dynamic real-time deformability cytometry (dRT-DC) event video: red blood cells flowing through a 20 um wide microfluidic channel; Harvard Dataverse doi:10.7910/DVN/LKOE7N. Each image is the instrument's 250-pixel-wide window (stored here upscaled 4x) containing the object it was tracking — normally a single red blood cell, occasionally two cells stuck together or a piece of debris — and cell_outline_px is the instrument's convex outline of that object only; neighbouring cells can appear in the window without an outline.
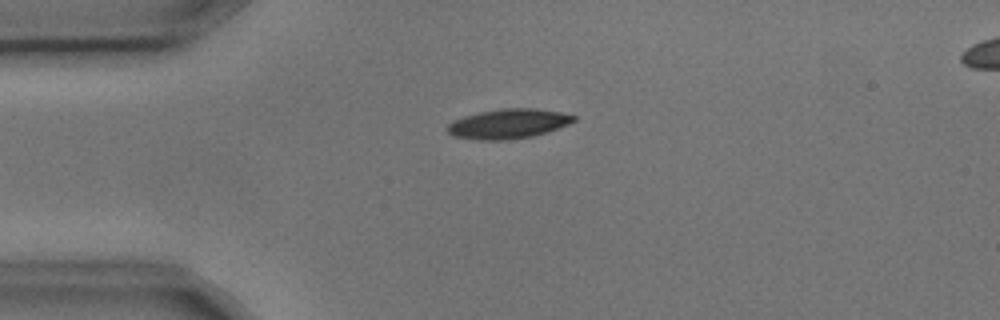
{"species": "common noctule bat (a hibernating species)", "species_latin": "Nyctalus noctula", "temperature_condition": "cold", "stored_images_in_passage": 5, "camera_frame_rate_fps": 3000, "um_per_image_px": 0.085, "animal": {"sex": "male", "body_mass_g": 17.9, "forearm_length_mm": 54.2}, "frame": {"image": 1, "passage_image": 1, "time_ms": 0.0, "image_size_px": [1000, 320], "cell_outline_px": [[576, 120], [568, 124], [548, 132], [532, 136], [504, 140], [480, 140], [452, 136], [444, 128], [452, 120], [464, 116], [480, 112], [504, 108], [532, 108], [560, 112], [576, 116]], "centroid_in_image_um": [43.17, 10.52], "position_along_channel_um": 41.8, "area_um2": 21.85}}
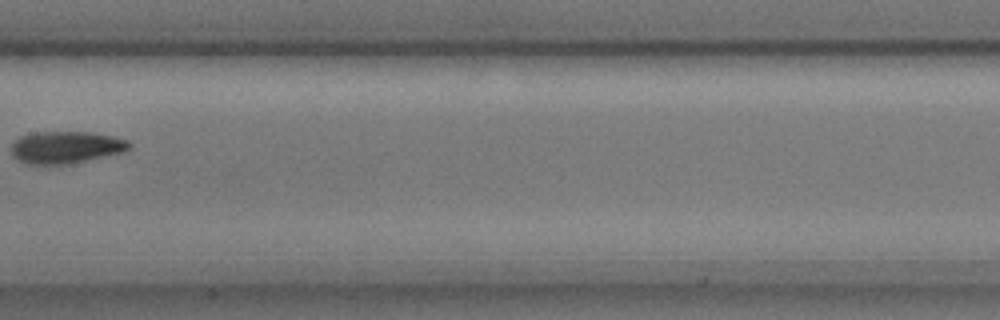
{"frame": {"image": 2, "passage_image": 5, "time_ms": 1.333, "image_size_px": [1000, 320], "cell_outline_px": [[132, 148], [124, 152], [68, 164], [28, 164], [16, 160], [12, 156], [12, 144], [20, 136], [32, 132], [88, 132], [112, 136], [128, 140], [132, 144]], "centroid_in_image_um": [5.6, 12.52], "position_along_channel_um": 201.8, "area_um2": 22.2}}